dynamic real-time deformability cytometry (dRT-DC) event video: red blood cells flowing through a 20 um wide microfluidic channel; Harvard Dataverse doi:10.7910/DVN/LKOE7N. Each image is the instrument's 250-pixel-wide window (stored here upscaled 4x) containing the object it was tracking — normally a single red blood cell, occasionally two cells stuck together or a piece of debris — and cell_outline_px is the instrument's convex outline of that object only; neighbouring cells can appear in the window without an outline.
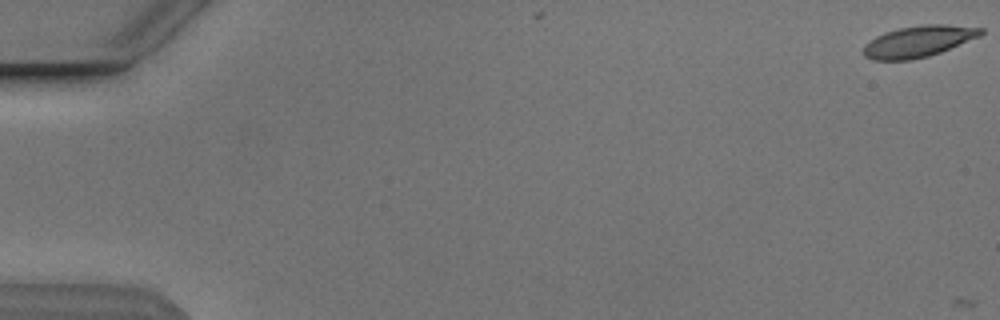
{"species": "Egyptian fruit bat (a non-hibernating species)", "species_latin": "Rousettus aegyptiacus", "temperature_condition": "cold", "stored_images_in_passage": 2, "camera_frame_rate_fps": 3000, "um_per_image_px": 0.085, "animal": {"sex": "male"}, "frame": {"image": 1, "passage_image": 1, "time_ms": 0.0, "image_size_px": [1000, 320], "cell_outline_px": [[984, 32], [980, 36], [940, 52], [928, 56], [908, 60], [872, 60], [864, 56], [860, 52], [864, 44], [876, 36], [884, 32], [900, 28], [924, 24], [948, 24], [984, 28]], "centroid_in_image_um": [78.03, 3.51], "position_along_channel_um": 7.0, "area_um2": 21.56}}